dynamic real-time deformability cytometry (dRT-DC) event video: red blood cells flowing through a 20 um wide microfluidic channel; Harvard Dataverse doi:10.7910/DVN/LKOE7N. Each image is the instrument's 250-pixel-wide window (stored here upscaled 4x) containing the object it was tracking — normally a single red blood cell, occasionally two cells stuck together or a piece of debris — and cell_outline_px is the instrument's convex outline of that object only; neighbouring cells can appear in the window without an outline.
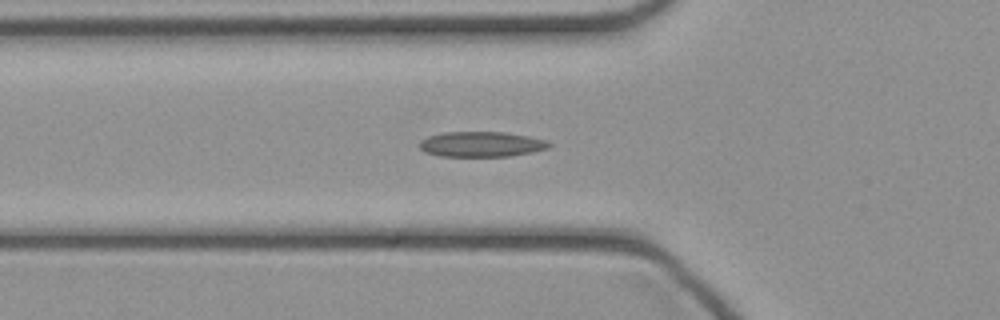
{"species": "common noctule bat (a hibernating species)", "species_latin": "Nyctalus noctula", "temperature_condition": "cold", "stored_images_in_passage": 47, "camera_frame_rate_fps": 3000, "um_per_image_px": 0.085, "animal": {"sex": "female", "body_mass_g": 21.9}, "frame": {"image": 1, "passage_image": 16, "time_ms": 5.0, "image_size_px": [1000, 320], "cell_outline_px": [[552, 144], [548, 148], [532, 152], [508, 156], [440, 156], [424, 152], [420, 148], [420, 140], [428, 136], [444, 132], [504, 132], [528, 136], [544, 140]], "centroid_in_image_um": [40.89, 12.26], "position_along_channel_um": 84.9, "area_um2": 18.96}}
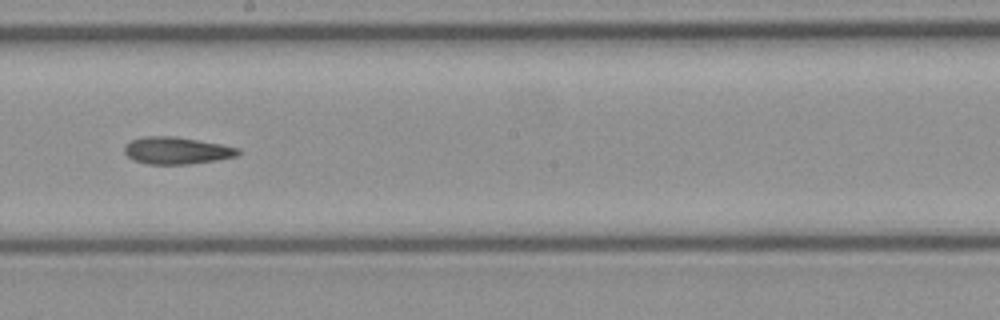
{"frame": {"image": 2, "passage_image": 26, "time_ms": 8.333, "image_size_px": [1000, 320], "cell_outline_px": [[240, 152], [236, 156], [216, 160], [188, 164], [148, 164], [132, 160], [124, 152], [124, 144], [128, 140], [144, 136], [176, 136], [220, 144], [240, 148]], "centroid_in_image_um": [14.96, 12.79], "position_along_channel_um": 233.2, "area_um2": 18.09}}
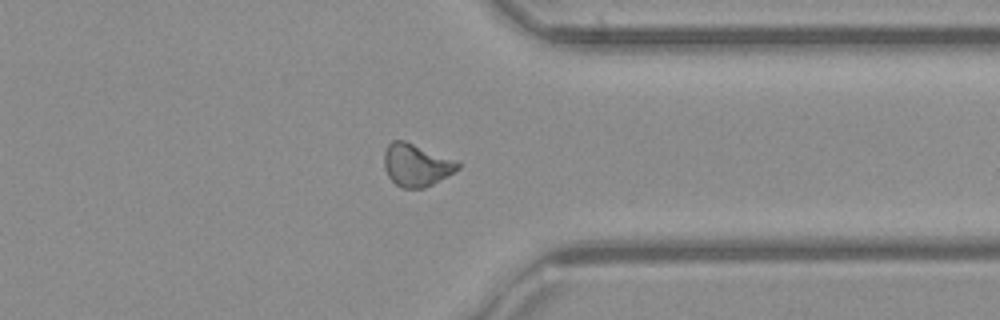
{"frame": {"image": 3, "passage_image": 36, "time_ms": 11.667, "image_size_px": [1000, 320], "cell_outline_px": [[460, 168], [432, 184], [424, 188], [400, 188], [388, 176], [384, 168], [384, 152], [388, 144], [392, 140], [404, 140], [452, 160], [460, 164]], "centroid_in_image_um": [35.32, 14.04], "position_along_channel_um": 376.1, "area_um2": 17.8}}